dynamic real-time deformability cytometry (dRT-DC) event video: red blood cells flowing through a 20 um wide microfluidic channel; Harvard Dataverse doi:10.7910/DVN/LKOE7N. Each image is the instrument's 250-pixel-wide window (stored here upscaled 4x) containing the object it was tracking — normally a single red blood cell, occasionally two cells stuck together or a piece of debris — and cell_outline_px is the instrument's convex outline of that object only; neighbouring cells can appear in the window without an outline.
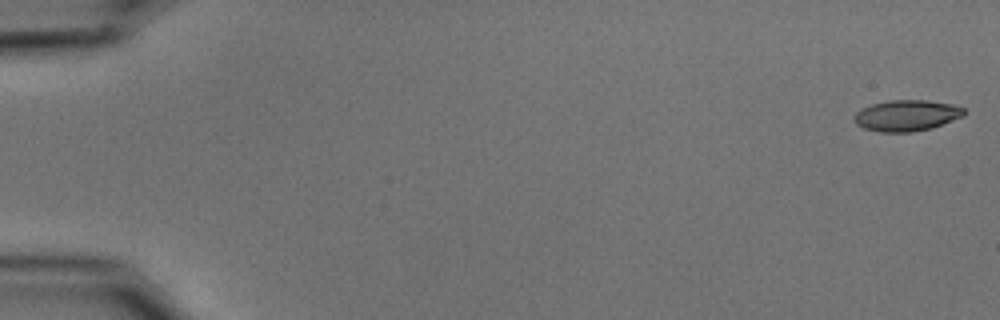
{"species": "common noctule bat (a hibernating species)", "species_latin": "Nyctalus noctula", "temperature_condition": "cold", "stored_images_in_passage": 54, "camera_frame_rate_fps": 3000, "um_per_image_px": 0.085, "animal": {"sex": "male", "body_mass_g": 15.6}, "frame": {"image": 1, "passage_image": 1, "time_ms": 0.0, "image_size_px": [1000, 320], "cell_outline_px": [[964, 116], [932, 128], [912, 132], [880, 132], [864, 128], [856, 124], [852, 120], [856, 112], [860, 108], [872, 104], [888, 100], [924, 100], [952, 104], [964, 108]], "centroid_in_image_um": [77.03, 9.82], "position_along_channel_um": 8.0, "area_um2": 20.0}}
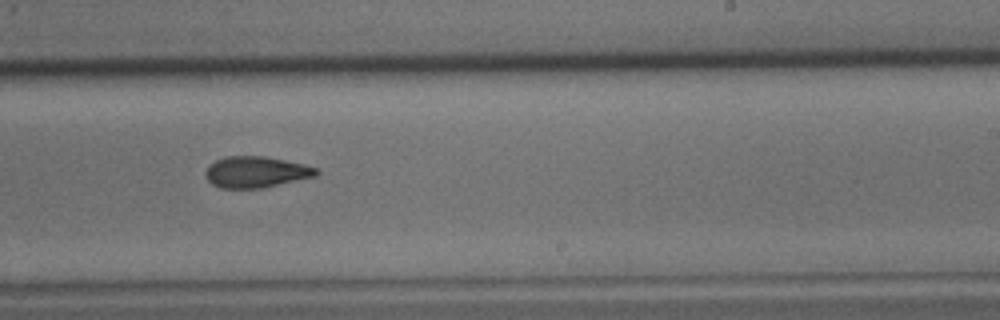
{"frame": {"image": 2, "passage_image": 34, "time_ms": 11.0, "image_size_px": [1000, 320], "cell_outline_px": [[320, 172], [316, 176], [260, 188], [220, 188], [212, 184], [204, 176], [204, 172], [208, 164], [224, 156], [264, 156], [304, 164], [320, 168]], "centroid_in_image_um": [21.74, 14.61], "position_along_channel_um": 267.3, "area_um2": 20.29}}
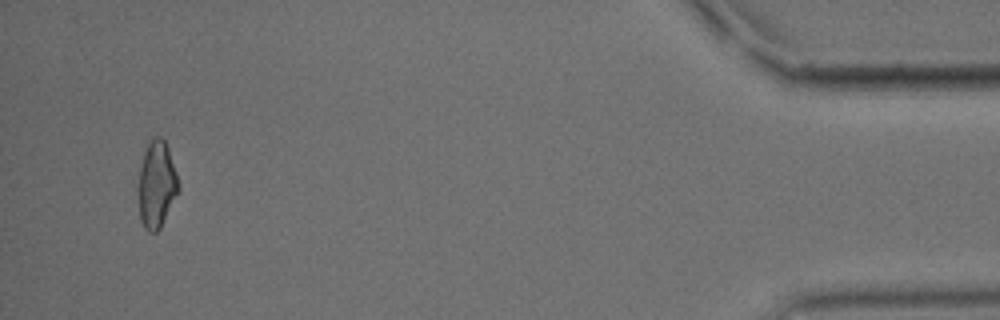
{"frame": {"image": 3, "passage_image": 52, "time_ms": 17.0, "image_size_px": [1000, 320], "cell_outline_px": [[180, 188], [160, 228], [156, 232], [148, 232], [144, 228], [140, 220], [136, 188], [140, 168], [144, 152], [148, 144], [156, 136], [160, 136], [164, 140], [168, 148], [180, 184]], "centroid_in_image_um": [13.28, 15.72], "position_along_channel_um": 421.9, "area_um2": 20.52}, "authors_computed_cell_mechanics": {"area_um2": 20.3745, "velocity_mm_per_s": 3.7549, "shape_relaxation_time_tau1_ms": 7.0009, "shape_relaxation_time_tau2_ms": 4.872, "deformation_change_tau1": 0.1693, "deformation_change_tau2": 0.1354}}